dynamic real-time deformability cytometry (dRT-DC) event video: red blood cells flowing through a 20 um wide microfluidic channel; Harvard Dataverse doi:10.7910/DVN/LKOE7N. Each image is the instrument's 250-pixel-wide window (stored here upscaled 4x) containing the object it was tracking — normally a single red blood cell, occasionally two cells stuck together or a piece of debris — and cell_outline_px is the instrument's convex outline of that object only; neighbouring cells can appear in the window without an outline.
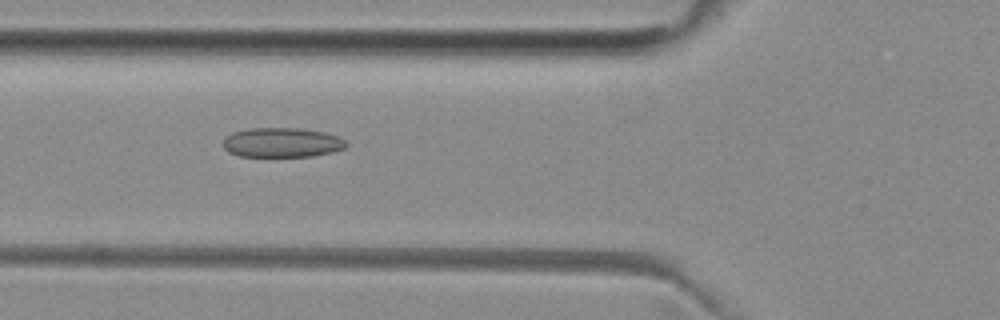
{"species": "common noctule bat (a hibernating species)", "species_latin": "Nyctalus noctula", "temperature_condition": "room temperature", "stored_images_in_passage": 40, "camera_frame_rate_fps": 3000, "um_per_image_px": 0.085, "animal": {"sex": "female", "body_mass_g": 29.2, "forearm_length_mm": 56.3}, "frame": {"image": 1, "passage_image": 7, "time_ms": 2.0, "image_size_px": [1000, 320], "cell_outline_px": [[348, 144], [344, 148], [332, 152], [312, 156], [240, 156], [228, 152], [224, 148], [224, 140], [232, 132], [248, 128], [300, 128], [324, 132], [336, 136], [344, 140]], "centroid_in_image_um": [23.96, 12.11], "position_along_channel_um": 101.8, "area_um2": 21.1}}
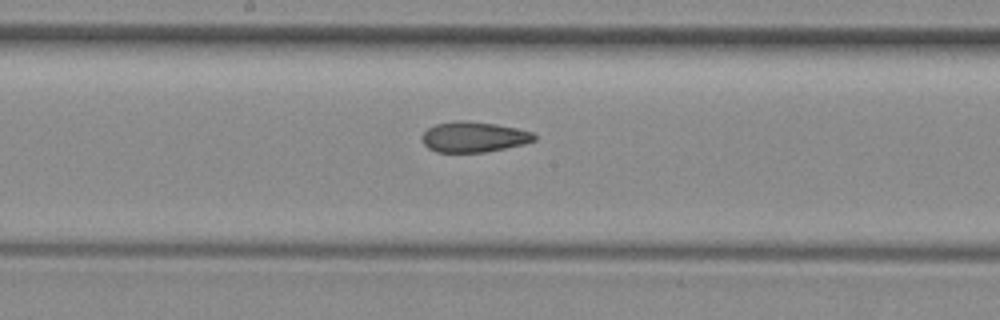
{"frame": {"image": 2, "passage_image": 15, "time_ms": 4.667, "image_size_px": [1000, 320], "cell_outline_px": [[536, 140], [524, 144], [484, 152], [436, 152], [428, 148], [424, 144], [420, 136], [428, 128], [436, 124], [456, 120], [464, 120], [496, 124], [516, 128], [532, 132], [536, 136]], "centroid_in_image_um": [40.25, 11.63], "position_along_channel_um": 208.0, "area_um2": 19.94}}
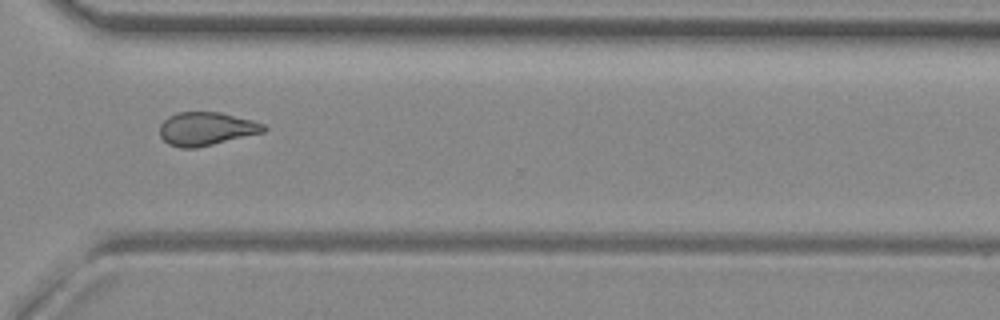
{"frame": {"image": 3, "passage_image": 26, "time_ms": 8.333, "image_size_px": [1000, 320], "cell_outline_px": [[268, 128], [264, 132], [196, 148], [180, 148], [168, 144], [160, 136], [160, 124], [168, 116], [176, 112], [220, 112], [252, 120], [264, 124]], "centroid_in_image_um": [17.52, 10.94], "position_along_channel_um": 353.1, "area_um2": 20.23}, "authors_computed_cell_mechanics": {"area_um2": 20.0566, "velocity_mm_per_s": 3.9642, "shape_relaxation_time_tau1_ms": null, "shape_relaxation_time_tau2_ms": 2.9724, "deformation_change_tau1": null, "deformation_change_tau2": 0.1026}}